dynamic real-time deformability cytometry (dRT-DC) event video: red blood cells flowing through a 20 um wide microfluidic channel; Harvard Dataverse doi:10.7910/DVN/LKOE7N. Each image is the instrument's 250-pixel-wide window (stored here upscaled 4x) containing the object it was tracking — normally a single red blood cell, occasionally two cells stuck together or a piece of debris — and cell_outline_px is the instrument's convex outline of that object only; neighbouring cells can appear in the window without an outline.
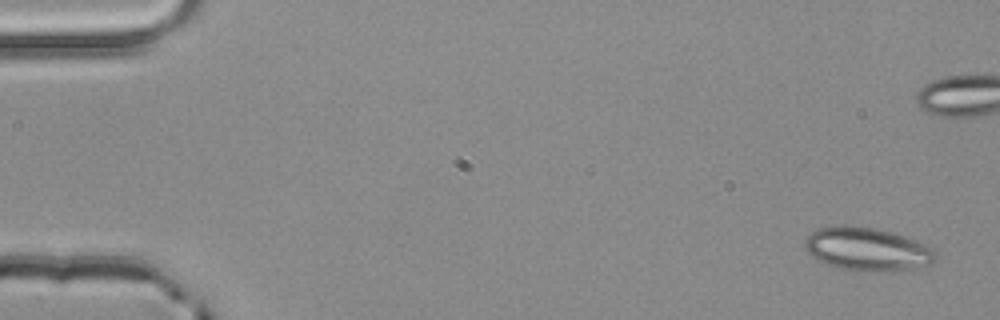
{"species": "common noctule bat (a hibernating species)", "species_latin": "Nyctalus noctula", "temperature_condition": "room temperature", "stored_images_in_passage": 5, "camera_frame_rate_fps": 3000, "um_per_image_px": 0.085, "animal": {"sex": "male", "body_mass_g": 20.4}, "frame": {"image": 1, "passage_image": 1, "time_ms": 0.0, "image_size_px": [1000, 320], "cell_outline_px": [[936, 260], [932, 264], [912, 268], [888, 272], [868, 272], [836, 268], [812, 256], [808, 252], [804, 244], [804, 236], [816, 228], [844, 224], [876, 228], [892, 232], [904, 236], [932, 248], [936, 252]], "centroid_in_image_um": [73.68, 21.17], "position_along_channel_um": 11.3, "area_um2": 33.35}}
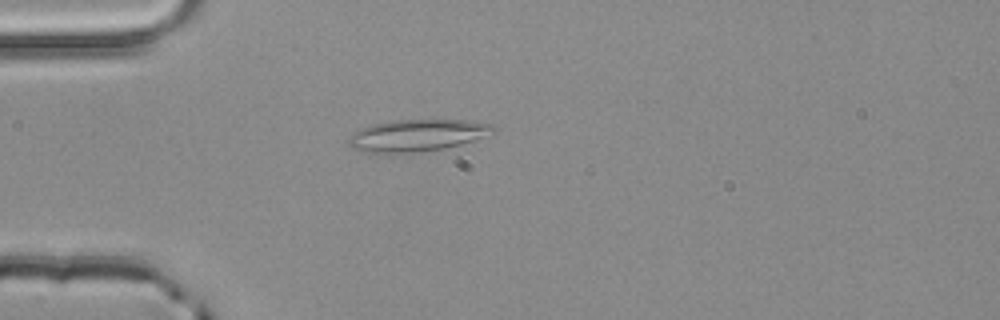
{"frame": {"image": 2, "passage_image": 5, "time_ms": 1.333, "image_size_px": [1000, 320], "cell_outline_px": [[496, 128], [472, 140], [460, 144], [444, 148], [396, 156], [384, 156], [364, 152], [352, 148], [348, 144], [348, 136], [352, 132], [360, 128], [372, 124], [392, 120], [468, 120], [492, 124]], "centroid_in_image_um": [35.27, 11.55], "position_along_channel_um": 49.7, "area_um2": 27.51}}